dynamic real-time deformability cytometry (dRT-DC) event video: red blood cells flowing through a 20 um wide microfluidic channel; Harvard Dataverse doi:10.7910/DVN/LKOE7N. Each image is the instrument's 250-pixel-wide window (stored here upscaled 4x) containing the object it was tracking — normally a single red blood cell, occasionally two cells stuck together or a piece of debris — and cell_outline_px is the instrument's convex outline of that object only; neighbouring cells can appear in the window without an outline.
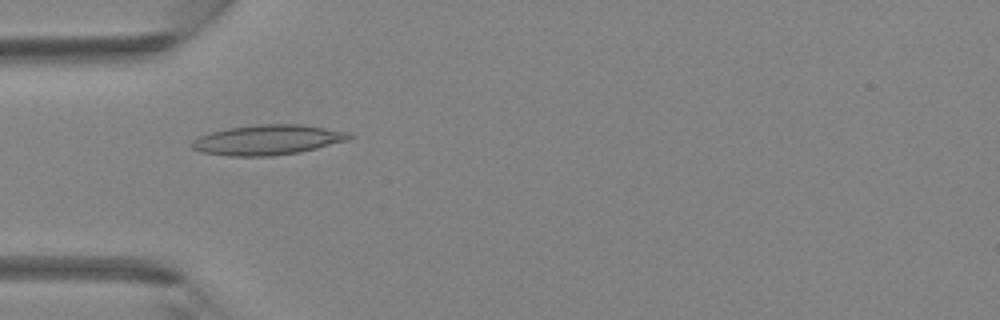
{"species": "Egyptian fruit bat (a non-hibernating species)", "species_latin": "Rousettus aegyptiacus", "temperature_condition": "room temperature", "stored_images_in_passage": 4, "camera_frame_rate_fps": 3000, "um_per_image_px": 0.085, "animal": {"sex": "female"}, "frame": {"image": 1, "passage_image": 2, "time_ms": 0.333, "image_size_px": [1000, 320], "cell_outline_px": [[352, 136], [348, 140], [300, 152], [272, 156], [228, 156], [200, 152], [192, 148], [192, 140], [200, 136], [212, 132], [228, 128], [260, 124], [300, 124], [352, 132]], "centroid_in_image_um": [22.76, 11.89], "position_along_channel_um": 62.2, "area_um2": 27.51}}
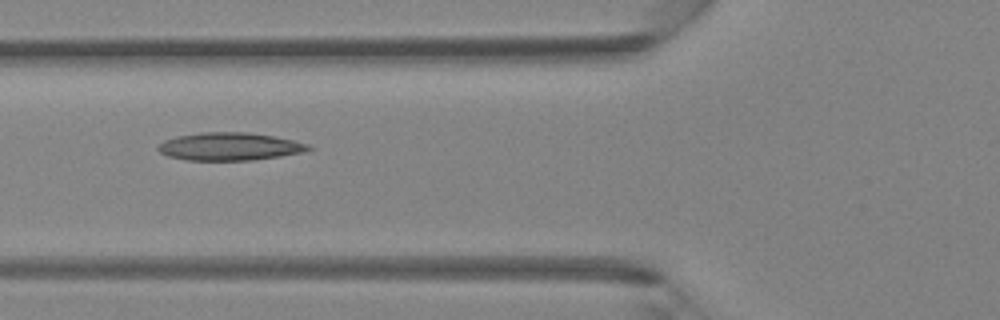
{"frame": {"image": 2, "passage_image": 3, "time_ms": 0.667, "image_size_px": [1000, 320], "cell_outline_px": [[312, 148], [304, 152], [280, 156], [252, 160], [188, 160], [168, 156], [160, 152], [156, 148], [164, 140], [176, 136], [200, 132], [244, 132], [272, 136], [292, 140], [308, 144]], "centroid_in_image_um": [19.49, 12.45], "position_along_channel_um": 106.3, "area_um2": 24.22}}
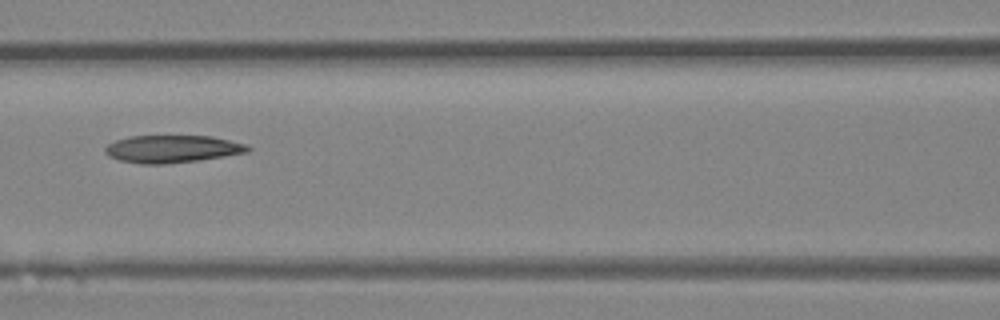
{"frame": {"image": 3, "passage_image": 4, "time_ms": 1.0, "image_size_px": [1000, 320], "cell_outline_px": [[252, 148], [248, 152], [224, 156], [196, 160], [164, 164], [140, 164], [120, 160], [108, 156], [104, 152], [104, 148], [108, 144], [116, 140], [128, 136], [212, 136], [244, 144]], "centroid_in_image_um": [14.59, 12.66], "position_along_channel_um": 152.0, "area_um2": 22.72}}